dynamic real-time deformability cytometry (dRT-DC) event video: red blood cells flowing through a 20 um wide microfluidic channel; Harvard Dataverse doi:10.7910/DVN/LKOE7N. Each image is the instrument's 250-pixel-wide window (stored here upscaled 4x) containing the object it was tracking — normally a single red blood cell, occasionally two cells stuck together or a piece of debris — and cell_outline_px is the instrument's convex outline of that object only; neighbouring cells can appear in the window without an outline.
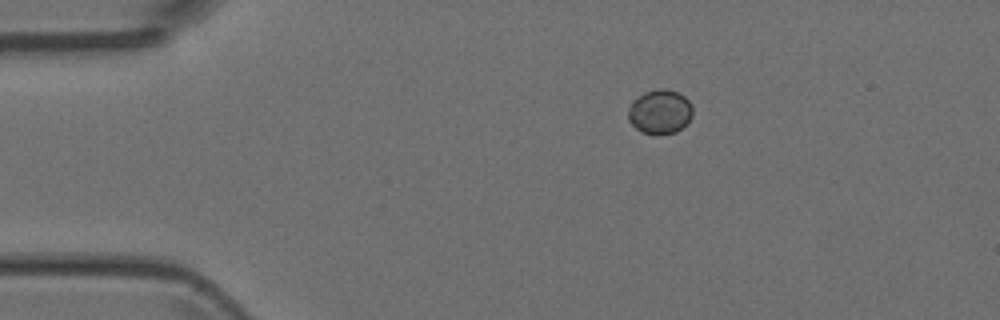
{"species": "Egyptian fruit bat (a non-hibernating species)", "species_latin": "Rousettus aegyptiacus", "temperature_condition": "room temperature", "stored_images_in_passage": 3, "camera_frame_rate_fps": 3000, "um_per_image_px": 0.085, "animal": {"sex": "female"}, "frame": {"image": 1, "passage_image": 1, "time_ms": 0.0, "image_size_px": [1000, 320], "cell_outline_px": [[692, 116], [676, 132], [660, 136], [656, 136], [640, 132], [628, 120], [628, 108], [632, 100], [644, 92], [660, 88], [664, 88], [680, 92], [692, 104]], "centroid_in_image_um": [56.07, 9.51], "position_along_channel_um": 28.9, "area_um2": 16.99}}
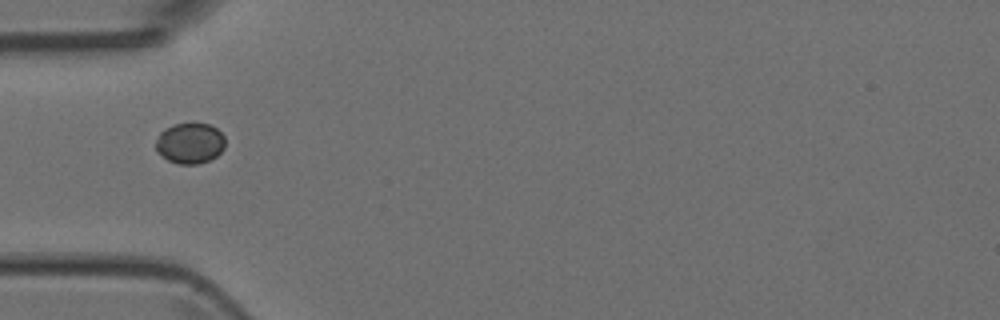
{"frame": {"image": 2, "passage_image": 3, "time_ms": 2.333, "image_size_px": [1000, 320], "cell_outline_px": [[224, 148], [216, 156], [208, 160], [196, 164], [180, 164], [168, 160], [156, 152], [156, 140], [160, 132], [164, 128], [176, 124], [208, 124], [216, 128], [224, 136]], "centroid_in_image_um": [16.12, 12.18], "position_along_channel_um": 68.9, "area_um2": 16.3}}